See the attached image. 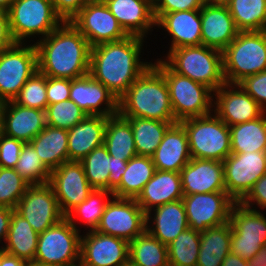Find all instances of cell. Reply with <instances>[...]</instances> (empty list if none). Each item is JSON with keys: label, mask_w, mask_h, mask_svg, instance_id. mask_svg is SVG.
Masks as SVG:
<instances>
[{"label": "cell", "mask_w": 266, "mask_h": 266, "mask_svg": "<svg viewBox=\"0 0 266 266\" xmlns=\"http://www.w3.org/2000/svg\"><path fill=\"white\" fill-rule=\"evenodd\" d=\"M145 40L127 36L91 47L89 74L119 99L152 64L141 59Z\"/></svg>", "instance_id": "1"}, {"label": "cell", "mask_w": 266, "mask_h": 266, "mask_svg": "<svg viewBox=\"0 0 266 266\" xmlns=\"http://www.w3.org/2000/svg\"><path fill=\"white\" fill-rule=\"evenodd\" d=\"M38 71L47 77L75 79L90 69L91 46L71 22L35 42Z\"/></svg>", "instance_id": "2"}, {"label": "cell", "mask_w": 266, "mask_h": 266, "mask_svg": "<svg viewBox=\"0 0 266 266\" xmlns=\"http://www.w3.org/2000/svg\"><path fill=\"white\" fill-rule=\"evenodd\" d=\"M118 114L122 117L177 122L165 77L153 64L118 99Z\"/></svg>", "instance_id": "3"}, {"label": "cell", "mask_w": 266, "mask_h": 266, "mask_svg": "<svg viewBox=\"0 0 266 266\" xmlns=\"http://www.w3.org/2000/svg\"><path fill=\"white\" fill-rule=\"evenodd\" d=\"M161 59L172 71L202 83L213 92L226 83L222 52L206 47L184 46L167 52Z\"/></svg>", "instance_id": "4"}, {"label": "cell", "mask_w": 266, "mask_h": 266, "mask_svg": "<svg viewBox=\"0 0 266 266\" xmlns=\"http://www.w3.org/2000/svg\"><path fill=\"white\" fill-rule=\"evenodd\" d=\"M222 55L226 83L238 84L266 70V30L239 31Z\"/></svg>", "instance_id": "5"}, {"label": "cell", "mask_w": 266, "mask_h": 266, "mask_svg": "<svg viewBox=\"0 0 266 266\" xmlns=\"http://www.w3.org/2000/svg\"><path fill=\"white\" fill-rule=\"evenodd\" d=\"M165 77L175 120L209 115L213 112V91L206 85L172 71L161 59L152 63Z\"/></svg>", "instance_id": "6"}, {"label": "cell", "mask_w": 266, "mask_h": 266, "mask_svg": "<svg viewBox=\"0 0 266 266\" xmlns=\"http://www.w3.org/2000/svg\"><path fill=\"white\" fill-rule=\"evenodd\" d=\"M7 13L16 43H27L30 37V42L37 36L43 39L63 22L51 0H13Z\"/></svg>", "instance_id": "7"}, {"label": "cell", "mask_w": 266, "mask_h": 266, "mask_svg": "<svg viewBox=\"0 0 266 266\" xmlns=\"http://www.w3.org/2000/svg\"><path fill=\"white\" fill-rule=\"evenodd\" d=\"M192 158L224 161L231 154L230 128L214 112L180 121Z\"/></svg>", "instance_id": "8"}, {"label": "cell", "mask_w": 266, "mask_h": 266, "mask_svg": "<svg viewBox=\"0 0 266 266\" xmlns=\"http://www.w3.org/2000/svg\"><path fill=\"white\" fill-rule=\"evenodd\" d=\"M81 232L66 218L38 236L34 262L47 266H76L80 262Z\"/></svg>", "instance_id": "9"}, {"label": "cell", "mask_w": 266, "mask_h": 266, "mask_svg": "<svg viewBox=\"0 0 266 266\" xmlns=\"http://www.w3.org/2000/svg\"><path fill=\"white\" fill-rule=\"evenodd\" d=\"M15 43L0 51V102L12 101L27 80L38 71L37 50L33 41Z\"/></svg>", "instance_id": "10"}, {"label": "cell", "mask_w": 266, "mask_h": 266, "mask_svg": "<svg viewBox=\"0 0 266 266\" xmlns=\"http://www.w3.org/2000/svg\"><path fill=\"white\" fill-rule=\"evenodd\" d=\"M231 250L234 255L249 260L266 244V216L236 202L230 212Z\"/></svg>", "instance_id": "11"}, {"label": "cell", "mask_w": 266, "mask_h": 266, "mask_svg": "<svg viewBox=\"0 0 266 266\" xmlns=\"http://www.w3.org/2000/svg\"><path fill=\"white\" fill-rule=\"evenodd\" d=\"M146 230V213L135 199L112 197L95 231L128 242Z\"/></svg>", "instance_id": "12"}, {"label": "cell", "mask_w": 266, "mask_h": 266, "mask_svg": "<svg viewBox=\"0 0 266 266\" xmlns=\"http://www.w3.org/2000/svg\"><path fill=\"white\" fill-rule=\"evenodd\" d=\"M227 194L240 202L260 177L266 174V151L231 153L224 161Z\"/></svg>", "instance_id": "13"}, {"label": "cell", "mask_w": 266, "mask_h": 266, "mask_svg": "<svg viewBox=\"0 0 266 266\" xmlns=\"http://www.w3.org/2000/svg\"><path fill=\"white\" fill-rule=\"evenodd\" d=\"M182 201L189 228L199 232L228 222L236 203L227 192L184 195Z\"/></svg>", "instance_id": "14"}, {"label": "cell", "mask_w": 266, "mask_h": 266, "mask_svg": "<svg viewBox=\"0 0 266 266\" xmlns=\"http://www.w3.org/2000/svg\"><path fill=\"white\" fill-rule=\"evenodd\" d=\"M70 22L87 39L91 47L120 41L128 36L104 1H87Z\"/></svg>", "instance_id": "15"}, {"label": "cell", "mask_w": 266, "mask_h": 266, "mask_svg": "<svg viewBox=\"0 0 266 266\" xmlns=\"http://www.w3.org/2000/svg\"><path fill=\"white\" fill-rule=\"evenodd\" d=\"M14 210L24 217L38 234L65 218L49 183L30 185Z\"/></svg>", "instance_id": "16"}, {"label": "cell", "mask_w": 266, "mask_h": 266, "mask_svg": "<svg viewBox=\"0 0 266 266\" xmlns=\"http://www.w3.org/2000/svg\"><path fill=\"white\" fill-rule=\"evenodd\" d=\"M49 184L64 216L85 201L94 189L88 183L82 164L77 161L65 162L52 170Z\"/></svg>", "instance_id": "17"}, {"label": "cell", "mask_w": 266, "mask_h": 266, "mask_svg": "<svg viewBox=\"0 0 266 266\" xmlns=\"http://www.w3.org/2000/svg\"><path fill=\"white\" fill-rule=\"evenodd\" d=\"M213 112L228 126L257 119L265 113L239 84L230 83L213 92Z\"/></svg>", "instance_id": "18"}, {"label": "cell", "mask_w": 266, "mask_h": 266, "mask_svg": "<svg viewBox=\"0 0 266 266\" xmlns=\"http://www.w3.org/2000/svg\"><path fill=\"white\" fill-rule=\"evenodd\" d=\"M129 261V242L97 231L81 236L80 262L88 266H123Z\"/></svg>", "instance_id": "19"}, {"label": "cell", "mask_w": 266, "mask_h": 266, "mask_svg": "<svg viewBox=\"0 0 266 266\" xmlns=\"http://www.w3.org/2000/svg\"><path fill=\"white\" fill-rule=\"evenodd\" d=\"M69 99L87 115L111 117L118 114V99L89 73L71 80Z\"/></svg>", "instance_id": "20"}, {"label": "cell", "mask_w": 266, "mask_h": 266, "mask_svg": "<svg viewBox=\"0 0 266 266\" xmlns=\"http://www.w3.org/2000/svg\"><path fill=\"white\" fill-rule=\"evenodd\" d=\"M180 176L184 195L226 192L222 161L191 158Z\"/></svg>", "instance_id": "21"}, {"label": "cell", "mask_w": 266, "mask_h": 266, "mask_svg": "<svg viewBox=\"0 0 266 266\" xmlns=\"http://www.w3.org/2000/svg\"><path fill=\"white\" fill-rule=\"evenodd\" d=\"M110 12L128 36L146 39L156 29L153 0H105Z\"/></svg>", "instance_id": "22"}, {"label": "cell", "mask_w": 266, "mask_h": 266, "mask_svg": "<svg viewBox=\"0 0 266 266\" xmlns=\"http://www.w3.org/2000/svg\"><path fill=\"white\" fill-rule=\"evenodd\" d=\"M46 111L21 106L12 101L3 103L1 132L29 143L46 127Z\"/></svg>", "instance_id": "23"}, {"label": "cell", "mask_w": 266, "mask_h": 266, "mask_svg": "<svg viewBox=\"0 0 266 266\" xmlns=\"http://www.w3.org/2000/svg\"><path fill=\"white\" fill-rule=\"evenodd\" d=\"M200 16L202 45L222 52L239 32L226 4H204Z\"/></svg>", "instance_id": "24"}, {"label": "cell", "mask_w": 266, "mask_h": 266, "mask_svg": "<svg viewBox=\"0 0 266 266\" xmlns=\"http://www.w3.org/2000/svg\"><path fill=\"white\" fill-rule=\"evenodd\" d=\"M188 228L182 199L168 202L146 213V230L166 246Z\"/></svg>", "instance_id": "25"}, {"label": "cell", "mask_w": 266, "mask_h": 266, "mask_svg": "<svg viewBox=\"0 0 266 266\" xmlns=\"http://www.w3.org/2000/svg\"><path fill=\"white\" fill-rule=\"evenodd\" d=\"M156 27L170 36L168 51L202 45L200 9L166 13L156 22Z\"/></svg>", "instance_id": "26"}, {"label": "cell", "mask_w": 266, "mask_h": 266, "mask_svg": "<svg viewBox=\"0 0 266 266\" xmlns=\"http://www.w3.org/2000/svg\"><path fill=\"white\" fill-rule=\"evenodd\" d=\"M187 133L180 122L172 124L152 156L157 170L180 172L191 160Z\"/></svg>", "instance_id": "27"}, {"label": "cell", "mask_w": 266, "mask_h": 266, "mask_svg": "<svg viewBox=\"0 0 266 266\" xmlns=\"http://www.w3.org/2000/svg\"><path fill=\"white\" fill-rule=\"evenodd\" d=\"M108 117L87 115L68 130L69 161L80 162L93 149L103 145Z\"/></svg>", "instance_id": "28"}, {"label": "cell", "mask_w": 266, "mask_h": 266, "mask_svg": "<svg viewBox=\"0 0 266 266\" xmlns=\"http://www.w3.org/2000/svg\"><path fill=\"white\" fill-rule=\"evenodd\" d=\"M183 196L180 172L156 169L135 200L147 213L168 202L181 200Z\"/></svg>", "instance_id": "29"}, {"label": "cell", "mask_w": 266, "mask_h": 266, "mask_svg": "<svg viewBox=\"0 0 266 266\" xmlns=\"http://www.w3.org/2000/svg\"><path fill=\"white\" fill-rule=\"evenodd\" d=\"M29 143L50 171L69 161L68 131L65 129L46 125Z\"/></svg>", "instance_id": "30"}, {"label": "cell", "mask_w": 266, "mask_h": 266, "mask_svg": "<svg viewBox=\"0 0 266 266\" xmlns=\"http://www.w3.org/2000/svg\"><path fill=\"white\" fill-rule=\"evenodd\" d=\"M231 250L230 221L200 232V249L196 266H221Z\"/></svg>", "instance_id": "31"}, {"label": "cell", "mask_w": 266, "mask_h": 266, "mask_svg": "<svg viewBox=\"0 0 266 266\" xmlns=\"http://www.w3.org/2000/svg\"><path fill=\"white\" fill-rule=\"evenodd\" d=\"M38 236L29 222L13 210L3 249L10 255L32 262L36 254Z\"/></svg>", "instance_id": "32"}, {"label": "cell", "mask_w": 266, "mask_h": 266, "mask_svg": "<svg viewBox=\"0 0 266 266\" xmlns=\"http://www.w3.org/2000/svg\"><path fill=\"white\" fill-rule=\"evenodd\" d=\"M103 145L109 155L120 160L128 161L137 155L131 125L119 114L108 117Z\"/></svg>", "instance_id": "33"}, {"label": "cell", "mask_w": 266, "mask_h": 266, "mask_svg": "<svg viewBox=\"0 0 266 266\" xmlns=\"http://www.w3.org/2000/svg\"><path fill=\"white\" fill-rule=\"evenodd\" d=\"M155 171L152 157L134 156L127 161V168L122 175L120 186L113 192V196L136 199Z\"/></svg>", "instance_id": "34"}, {"label": "cell", "mask_w": 266, "mask_h": 266, "mask_svg": "<svg viewBox=\"0 0 266 266\" xmlns=\"http://www.w3.org/2000/svg\"><path fill=\"white\" fill-rule=\"evenodd\" d=\"M231 153L266 151V113L261 117L229 126Z\"/></svg>", "instance_id": "35"}, {"label": "cell", "mask_w": 266, "mask_h": 266, "mask_svg": "<svg viewBox=\"0 0 266 266\" xmlns=\"http://www.w3.org/2000/svg\"><path fill=\"white\" fill-rule=\"evenodd\" d=\"M131 125L137 155L152 157L167 129L176 122H163L139 117H123Z\"/></svg>", "instance_id": "36"}, {"label": "cell", "mask_w": 266, "mask_h": 266, "mask_svg": "<svg viewBox=\"0 0 266 266\" xmlns=\"http://www.w3.org/2000/svg\"><path fill=\"white\" fill-rule=\"evenodd\" d=\"M111 197H113V193L106 189H93L88 198L73 208L65 218L80 232L81 230L77 226L79 222L80 225L81 223L85 225L86 232L94 231L97 229Z\"/></svg>", "instance_id": "37"}, {"label": "cell", "mask_w": 266, "mask_h": 266, "mask_svg": "<svg viewBox=\"0 0 266 266\" xmlns=\"http://www.w3.org/2000/svg\"><path fill=\"white\" fill-rule=\"evenodd\" d=\"M129 261L135 266H169L168 248L145 230L129 242Z\"/></svg>", "instance_id": "38"}, {"label": "cell", "mask_w": 266, "mask_h": 266, "mask_svg": "<svg viewBox=\"0 0 266 266\" xmlns=\"http://www.w3.org/2000/svg\"><path fill=\"white\" fill-rule=\"evenodd\" d=\"M226 6L239 31L266 30V0H229Z\"/></svg>", "instance_id": "39"}, {"label": "cell", "mask_w": 266, "mask_h": 266, "mask_svg": "<svg viewBox=\"0 0 266 266\" xmlns=\"http://www.w3.org/2000/svg\"><path fill=\"white\" fill-rule=\"evenodd\" d=\"M167 248L169 266H196L200 249V232L188 228Z\"/></svg>", "instance_id": "40"}, {"label": "cell", "mask_w": 266, "mask_h": 266, "mask_svg": "<svg viewBox=\"0 0 266 266\" xmlns=\"http://www.w3.org/2000/svg\"><path fill=\"white\" fill-rule=\"evenodd\" d=\"M80 163L83 166L88 183L94 189H106L109 191L112 156L109 155L104 145L93 149Z\"/></svg>", "instance_id": "41"}, {"label": "cell", "mask_w": 266, "mask_h": 266, "mask_svg": "<svg viewBox=\"0 0 266 266\" xmlns=\"http://www.w3.org/2000/svg\"><path fill=\"white\" fill-rule=\"evenodd\" d=\"M14 169L30 185L49 183L51 171L44 165L38 153L30 143H25L23 145L19 160Z\"/></svg>", "instance_id": "42"}, {"label": "cell", "mask_w": 266, "mask_h": 266, "mask_svg": "<svg viewBox=\"0 0 266 266\" xmlns=\"http://www.w3.org/2000/svg\"><path fill=\"white\" fill-rule=\"evenodd\" d=\"M45 111L47 125L67 131L87 116V114L70 99L50 104Z\"/></svg>", "instance_id": "43"}, {"label": "cell", "mask_w": 266, "mask_h": 266, "mask_svg": "<svg viewBox=\"0 0 266 266\" xmlns=\"http://www.w3.org/2000/svg\"><path fill=\"white\" fill-rule=\"evenodd\" d=\"M29 186L15 169L0 167V206L15 209Z\"/></svg>", "instance_id": "44"}, {"label": "cell", "mask_w": 266, "mask_h": 266, "mask_svg": "<svg viewBox=\"0 0 266 266\" xmlns=\"http://www.w3.org/2000/svg\"><path fill=\"white\" fill-rule=\"evenodd\" d=\"M13 101L24 107L45 111L48 106L46 76L36 71L27 80Z\"/></svg>", "instance_id": "45"}, {"label": "cell", "mask_w": 266, "mask_h": 266, "mask_svg": "<svg viewBox=\"0 0 266 266\" xmlns=\"http://www.w3.org/2000/svg\"><path fill=\"white\" fill-rule=\"evenodd\" d=\"M266 113V70L248 76L238 83Z\"/></svg>", "instance_id": "46"}, {"label": "cell", "mask_w": 266, "mask_h": 266, "mask_svg": "<svg viewBox=\"0 0 266 266\" xmlns=\"http://www.w3.org/2000/svg\"><path fill=\"white\" fill-rule=\"evenodd\" d=\"M25 143L0 133V167L15 168Z\"/></svg>", "instance_id": "47"}, {"label": "cell", "mask_w": 266, "mask_h": 266, "mask_svg": "<svg viewBox=\"0 0 266 266\" xmlns=\"http://www.w3.org/2000/svg\"><path fill=\"white\" fill-rule=\"evenodd\" d=\"M204 0H153L156 22L166 13L201 9Z\"/></svg>", "instance_id": "48"}, {"label": "cell", "mask_w": 266, "mask_h": 266, "mask_svg": "<svg viewBox=\"0 0 266 266\" xmlns=\"http://www.w3.org/2000/svg\"><path fill=\"white\" fill-rule=\"evenodd\" d=\"M71 80L46 76V93L48 105L69 100Z\"/></svg>", "instance_id": "49"}, {"label": "cell", "mask_w": 266, "mask_h": 266, "mask_svg": "<svg viewBox=\"0 0 266 266\" xmlns=\"http://www.w3.org/2000/svg\"><path fill=\"white\" fill-rule=\"evenodd\" d=\"M240 203L253 210L266 209V174L258 179Z\"/></svg>", "instance_id": "50"}, {"label": "cell", "mask_w": 266, "mask_h": 266, "mask_svg": "<svg viewBox=\"0 0 266 266\" xmlns=\"http://www.w3.org/2000/svg\"><path fill=\"white\" fill-rule=\"evenodd\" d=\"M56 14L63 22H70L87 3V0H51Z\"/></svg>", "instance_id": "51"}, {"label": "cell", "mask_w": 266, "mask_h": 266, "mask_svg": "<svg viewBox=\"0 0 266 266\" xmlns=\"http://www.w3.org/2000/svg\"><path fill=\"white\" fill-rule=\"evenodd\" d=\"M127 168V161L120 160L115 157H112V170H110L109 176V191L114 192L119 186L122 179V175L124 174Z\"/></svg>", "instance_id": "52"}, {"label": "cell", "mask_w": 266, "mask_h": 266, "mask_svg": "<svg viewBox=\"0 0 266 266\" xmlns=\"http://www.w3.org/2000/svg\"><path fill=\"white\" fill-rule=\"evenodd\" d=\"M8 21V13L0 9V51L15 44Z\"/></svg>", "instance_id": "53"}, {"label": "cell", "mask_w": 266, "mask_h": 266, "mask_svg": "<svg viewBox=\"0 0 266 266\" xmlns=\"http://www.w3.org/2000/svg\"><path fill=\"white\" fill-rule=\"evenodd\" d=\"M14 209L0 206V249L3 248L9 231L12 212ZM4 241V242H2Z\"/></svg>", "instance_id": "54"}, {"label": "cell", "mask_w": 266, "mask_h": 266, "mask_svg": "<svg viewBox=\"0 0 266 266\" xmlns=\"http://www.w3.org/2000/svg\"><path fill=\"white\" fill-rule=\"evenodd\" d=\"M249 266H266V244L262 246L253 258L248 260Z\"/></svg>", "instance_id": "55"}, {"label": "cell", "mask_w": 266, "mask_h": 266, "mask_svg": "<svg viewBox=\"0 0 266 266\" xmlns=\"http://www.w3.org/2000/svg\"><path fill=\"white\" fill-rule=\"evenodd\" d=\"M221 266H249L248 261L232 254L231 252L223 260Z\"/></svg>", "instance_id": "56"}, {"label": "cell", "mask_w": 266, "mask_h": 266, "mask_svg": "<svg viewBox=\"0 0 266 266\" xmlns=\"http://www.w3.org/2000/svg\"><path fill=\"white\" fill-rule=\"evenodd\" d=\"M26 261L17 256L6 253L1 260L0 266H25Z\"/></svg>", "instance_id": "57"}, {"label": "cell", "mask_w": 266, "mask_h": 266, "mask_svg": "<svg viewBox=\"0 0 266 266\" xmlns=\"http://www.w3.org/2000/svg\"><path fill=\"white\" fill-rule=\"evenodd\" d=\"M13 0H0V9L8 11Z\"/></svg>", "instance_id": "58"}, {"label": "cell", "mask_w": 266, "mask_h": 266, "mask_svg": "<svg viewBox=\"0 0 266 266\" xmlns=\"http://www.w3.org/2000/svg\"><path fill=\"white\" fill-rule=\"evenodd\" d=\"M229 0H204L205 4H226Z\"/></svg>", "instance_id": "59"}, {"label": "cell", "mask_w": 266, "mask_h": 266, "mask_svg": "<svg viewBox=\"0 0 266 266\" xmlns=\"http://www.w3.org/2000/svg\"><path fill=\"white\" fill-rule=\"evenodd\" d=\"M25 266H47V265L38 264L32 261V262H27Z\"/></svg>", "instance_id": "60"}, {"label": "cell", "mask_w": 266, "mask_h": 266, "mask_svg": "<svg viewBox=\"0 0 266 266\" xmlns=\"http://www.w3.org/2000/svg\"><path fill=\"white\" fill-rule=\"evenodd\" d=\"M2 106H3V103L0 102V133H1V121H2Z\"/></svg>", "instance_id": "61"}, {"label": "cell", "mask_w": 266, "mask_h": 266, "mask_svg": "<svg viewBox=\"0 0 266 266\" xmlns=\"http://www.w3.org/2000/svg\"><path fill=\"white\" fill-rule=\"evenodd\" d=\"M6 254L5 250L3 248L0 249V263L2 260V257Z\"/></svg>", "instance_id": "62"}, {"label": "cell", "mask_w": 266, "mask_h": 266, "mask_svg": "<svg viewBox=\"0 0 266 266\" xmlns=\"http://www.w3.org/2000/svg\"><path fill=\"white\" fill-rule=\"evenodd\" d=\"M123 266H135L134 264H132L130 261H128L127 263H125Z\"/></svg>", "instance_id": "63"}, {"label": "cell", "mask_w": 266, "mask_h": 266, "mask_svg": "<svg viewBox=\"0 0 266 266\" xmlns=\"http://www.w3.org/2000/svg\"><path fill=\"white\" fill-rule=\"evenodd\" d=\"M76 266H88V265H85V264H77Z\"/></svg>", "instance_id": "64"}, {"label": "cell", "mask_w": 266, "mask_h": 266, "mask_svg": "<svg viewBox=\"0 0 266 266\" xmlns=\"http://www.w3.org/2000/svg\"><path fill=\"white\" fill-rule=\"evenodd\" d=\"M87 1H105V0H87Z\"/></svg>", "instance_id": "65"}]
</instances>
